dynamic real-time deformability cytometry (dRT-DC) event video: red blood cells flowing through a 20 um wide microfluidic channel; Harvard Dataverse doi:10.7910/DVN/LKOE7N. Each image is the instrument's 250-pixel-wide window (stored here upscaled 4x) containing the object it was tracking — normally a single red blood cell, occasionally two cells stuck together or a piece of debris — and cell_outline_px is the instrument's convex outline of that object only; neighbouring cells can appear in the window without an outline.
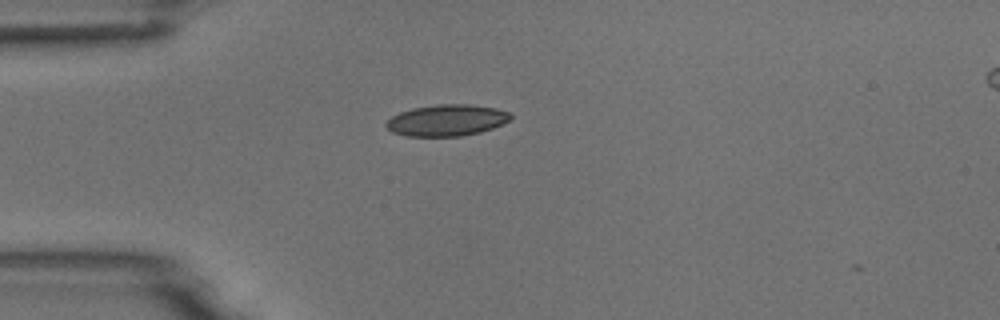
{"species": "common noctule bat (a hibernating species)", "species_latin": "Nyctalus noctula", "temperature_condition": "room temperature", "stored_images_in_passage": 42, "camera_frame_rate_fps": 3000, "um_per_image_px": 0.085, "animal": {"sex": "male", "body_mass_g": 18.8}, "frame": {"image": 1, "passage_image": 1, "time_ms": 0.0, "image_size_px": [1000, 320], "cell_outline_px": [[512, 116], [508, 120], [492, 128], [480, 132], [460, 136], [408, 136], [392, 132], [384, 124], [392, 116], [400, 112], [412, 108], [436, 104], [468, 104], [496, 108], [508, 112]], "centroid_in_image_um": [37.94, 10.22], "position_along_channel_um": 47.1, "area_um2": 22.6}}
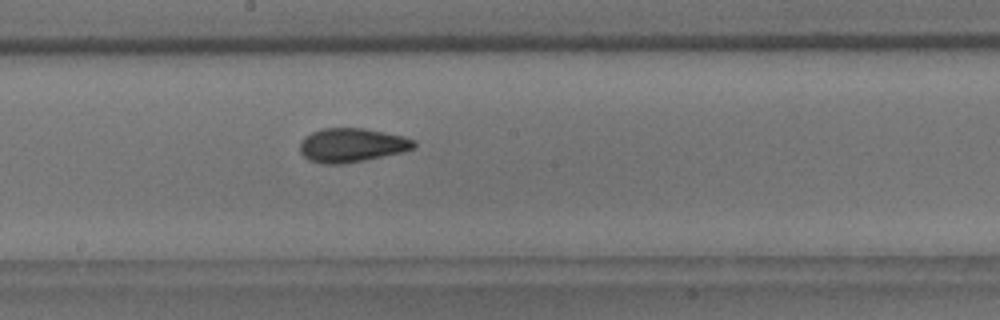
{"frame": {"image": 2, "passage_image": 16, "time_ms": 5.0, "image_size_px": [1000, 320], "cell_outline_px": [[416, 148], [404, 152], [364, 160], [340, 164], [320, 164], [308, 160], [300, 152], [300, 144], [304, 136], [312, 132], [324, 128], [364, 128], [404, 136], [416, 140]], "centroid_in_image_um": [29.92, 12.34], "position_along_channel_um": 218.3, "area_um2": 22.77}}
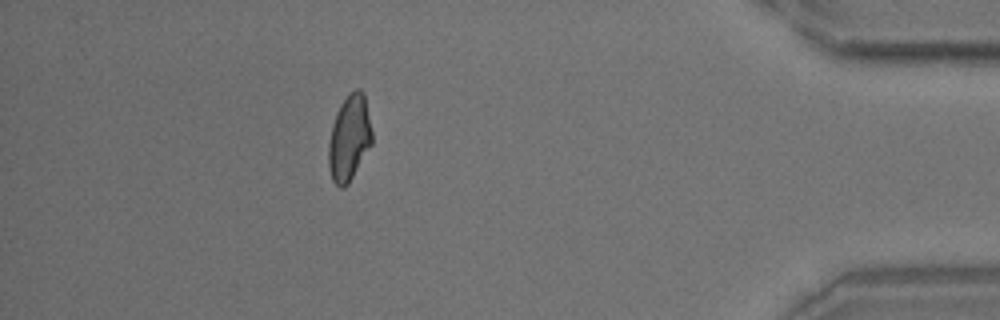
{"frame": {"image": 3, "passage_image": 35, "time_ms": 11.333, "image_size_px": [1000, 320], "cell_outline_px": [[372, 144], [348, 184], [344, 188], [340, 188], [332, 180], [328, 168], [328, 144], [332, 124], [336, 112], [340, 104], [356, 88], [360, 88], [364, 92], [372, 132]], "centroid_in_image_um": [29.68, 11.75], "position_along_channel_um": 405.5, "area_um2": 21.79}, "authors_computed_cell_mechanics": {"area_um2": 21.964, "velocity_mm_per_s": 3.7032, "shape_relaxation_time_tau1_ms": 7.8721, "shape_relaxation_time_tau2_ms": 1.6935, "deformation_change_tau1": 0.1865, "deformation_change_tau2": 0.066}}